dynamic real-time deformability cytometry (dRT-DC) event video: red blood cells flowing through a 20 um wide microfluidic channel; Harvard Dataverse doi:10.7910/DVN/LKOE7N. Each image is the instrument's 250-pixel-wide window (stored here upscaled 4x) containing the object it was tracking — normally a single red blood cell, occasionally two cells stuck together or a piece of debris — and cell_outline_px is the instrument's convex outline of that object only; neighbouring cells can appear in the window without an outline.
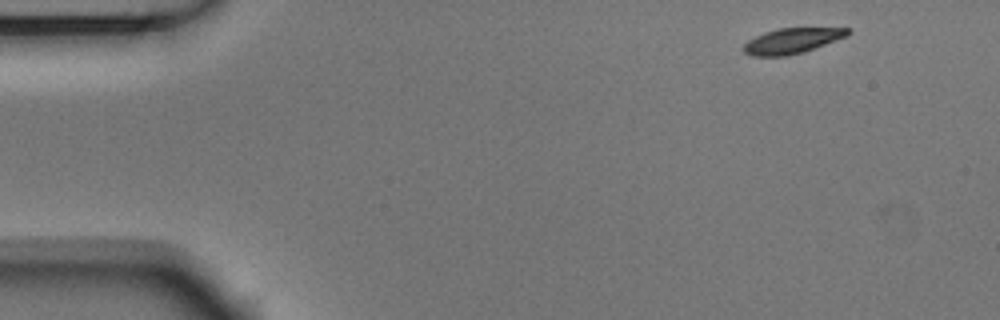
{"species": "Egyptian fruit bat (a non-hibernating species)", "species_latin": "Rousettus aegyptiacus", "temperature_condition": "room temperature", "stored_images_in_passage": 4, "camera_frame_rate_fps": 3000, "um_per_image_px": 0.085, "animal": {"sex": "male"}, "frame": {"image": 1, "passage_image": 1, "time_ms": 0.0, "image_size_px": [1000, 320], "cell_outline_px": [[852, 32], [848, 36], [804, 52], [788, 56], [752, 56], [744, 52], [740, 48], [748, 40], [764, 32], [780, 28], [848, 28]], "centroid_in_image_um": [67.31, 3.48], "position_along_channel_um": 17.7, "area_um2": 15.55}}
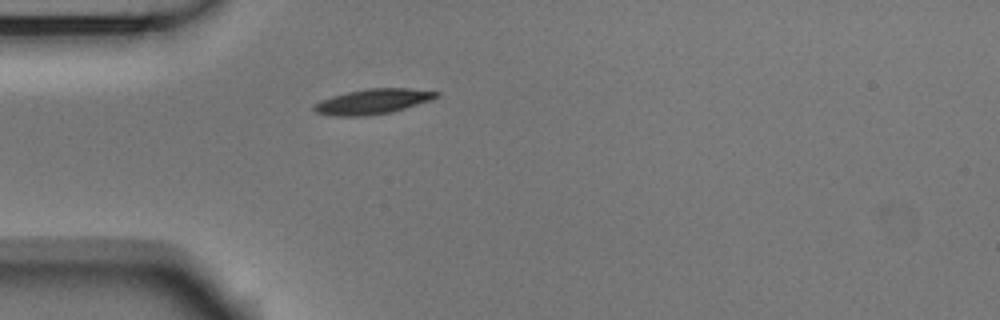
{"frame": {"image": 2, "passage_image": 4, "time_ms": 1.0, "image_size_px": [1000, 320], "cell_outline_px": [[440, 96], [432, 100], [392, 112], [364, 116], [336, 116], [316, 112], [312, 108], [312, 104], [320, 100], [332, 96], [348, 92], [368, 88], [408, 88], [440, 92]], "centroid_in_image_um": [31.7, 8.62], "position_along_channel_um": 53.3, "area_um2": 17.98}}